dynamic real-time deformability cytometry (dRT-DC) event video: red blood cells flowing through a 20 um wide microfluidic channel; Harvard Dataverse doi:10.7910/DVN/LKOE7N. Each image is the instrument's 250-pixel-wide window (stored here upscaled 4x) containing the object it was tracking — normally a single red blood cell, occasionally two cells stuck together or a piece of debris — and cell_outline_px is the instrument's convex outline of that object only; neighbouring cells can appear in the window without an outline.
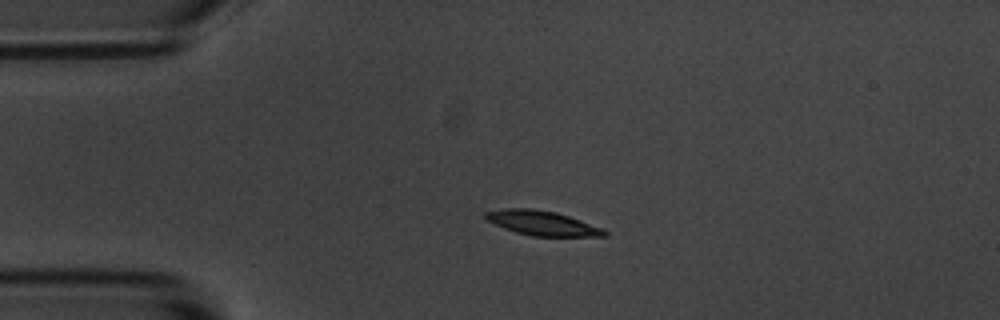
{"species": "common noctule bat (a hibernating species)", "species_latin": "Nyctalus noctula", "temperature_condition": "room temperature", "stored_images_in_passage": 4, "camera_frame_rate_fps": 3000, "um_per_image_px": 0.085, "animal": {"sex": "male", "body_mass_g": 20.1, "forearm_length_mm": 53.5}, "frame": {"image": 1, "passage_image": 3, "time_ms": 2.333, "image_size_px": [1000, 320], "cell_outline_px": [[608, 236], [532, 236], [516, 232], [504, 228], [488, 220], [484, 216], [484, 212], [504, 208], [532, 208], [556, 212], [580, 220], [600, 228], [608, 232]], "centroid_in_image_um": [46.06, 18.95], "position_along_channel_um": 38.9, "area_um2": 16.82}}